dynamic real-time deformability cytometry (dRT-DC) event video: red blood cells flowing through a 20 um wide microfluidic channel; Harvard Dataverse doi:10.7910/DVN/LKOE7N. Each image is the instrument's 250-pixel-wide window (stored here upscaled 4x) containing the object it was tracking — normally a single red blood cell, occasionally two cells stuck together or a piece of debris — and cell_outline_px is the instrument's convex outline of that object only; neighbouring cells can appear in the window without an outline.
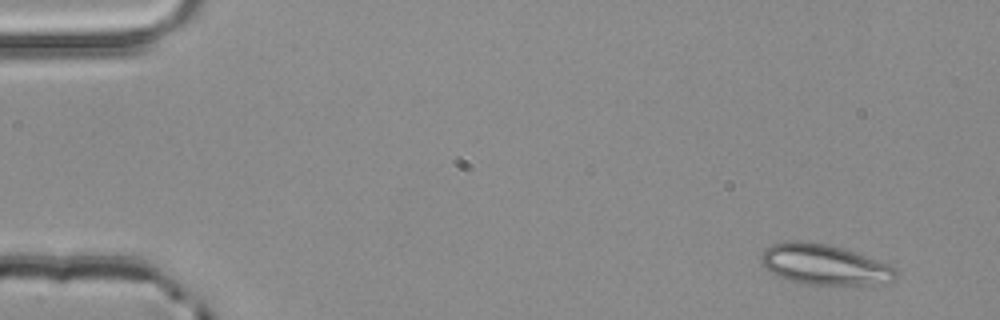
{"species": "common noctule bat (a hibernating species)", "species_latin": "Nyctalus noctula", "temperature_condition": "room temperature", "stored_images_in_passage": 6, "camera_frame_rate_fps": 3000, "um_per_image_px": 0.085, "animal": {"sex": "male", "body_mass_g": 20.4}, "frame": {"image": 1, "passage_image": 1, "time_ms": 0.0, "image_size_px": [1000, 320], "cell_outline_px": [[896, 280], [872, 284], [800, 284], [776, 276], [768, 272], [760, 260], [760, 256], [764, 248], [772, 244], [788, 240], [800, 240], [828, 244], [844, 248], [888, 264], [896, 272]], "centroid_in_image_um": [69.97, 22.47], "position_along_channel_um": 15.0, "area_um2": 31.85}}